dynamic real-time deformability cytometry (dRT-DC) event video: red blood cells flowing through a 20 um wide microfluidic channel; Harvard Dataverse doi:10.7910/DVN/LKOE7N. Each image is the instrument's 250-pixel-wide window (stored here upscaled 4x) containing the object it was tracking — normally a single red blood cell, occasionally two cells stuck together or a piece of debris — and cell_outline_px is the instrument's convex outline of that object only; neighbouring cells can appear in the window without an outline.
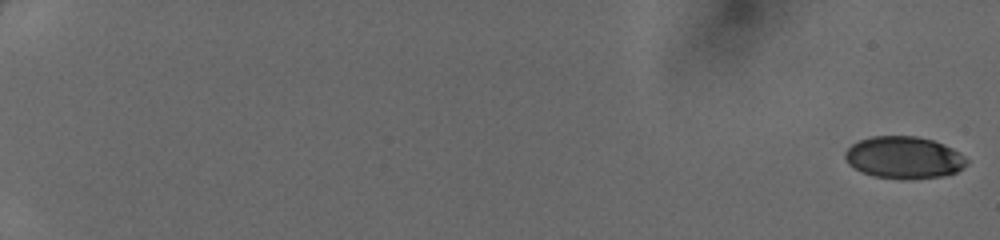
{"species": "human", "species_latin": "Homo sapiens", "temperature_condition": "cold", "stored_images_in_passage": 12, "camera_frame_rate_fps": 3000, "um_per_image_px": 0.085, "donor": {"sex": "female"}, "frame": {"image": 1, "passage_image": 1, "time_ms": 0.0, "image_size_px": [1000, 240], "cell_outline_px": [[968, 164], [964, 168], [956, 172], [944, 176], [900, 180], [872, 176], [848, 164], [844, 156], [844, 152], [852, 144], [860, 140], [872, 136], [916, 136], [932, 140], [944, 144], [952, 148], [964, 156], [968, 160]], "centroid_in_image_um": [76.85, 13.4], "position_along_channel_um": 8.2, "area_um2": 30.0}}
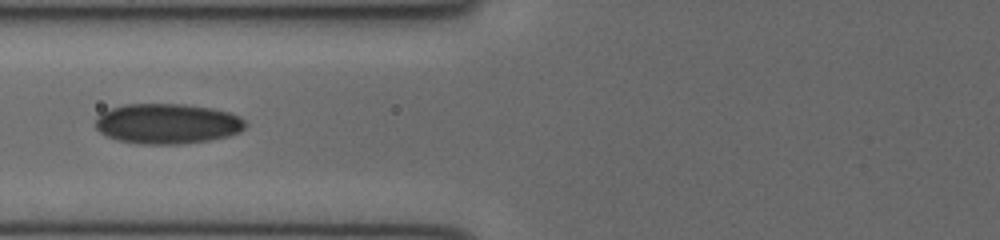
{"frame": {"image": 2, "passage_image": 9, "time_ms": 2.667, "image_size_px": [1000, 240], "cell_outline_px": [[248, 124], [240, 132], [228, 136], [208, 140], [180, 144], [136, 144], [116, 140], [100, 132], [96, 128], [96, 116], [100, 112], [124, 104], [184, 104], [212, 108], [228, 112], [240, 116]], "centroid_in_image_um": [14.21, 10.51], "position_along_channel_um": 111.6, "area_um2": 35.37}}
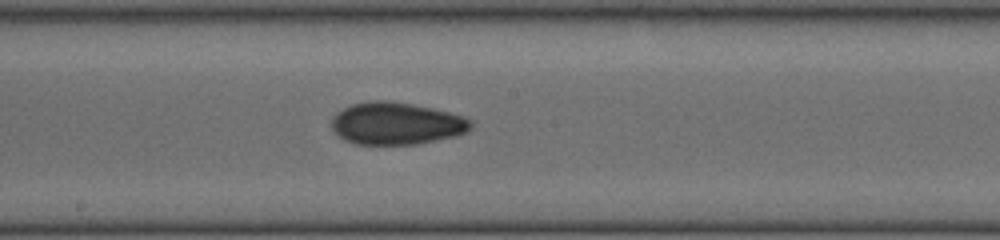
{"frame": {"image": 3, "passage_image": 12, "time_ms": 3.667, "image_size_px": [1000, 240], "cell_outline_px": [[472, 128], [468, 132], [456, 136], [416, 144], [356, 144], [344, 140], [332, 128], [332, 116], [336, 112], [352, 104], [372, 100], [388, 100], [412, 104], [432, 108], [464, 116], [472, 120]], "centroid_in_image_um": [33.71, 10.49], "position_along_channel_um": 214.5, "area_um2": 34.39}}